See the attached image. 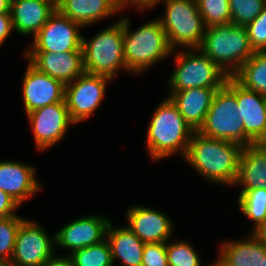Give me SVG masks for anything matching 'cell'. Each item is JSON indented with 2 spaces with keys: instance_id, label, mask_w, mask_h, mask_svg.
I'll return each mask as SVG.
<instances>
[{
  "instance_id": "obj_28",
  "label": "cell",
  "mask_w": 266,
  "mask_h": 266,
  "mask_svg": "<svg viewBox=\"0 0 266 266\" xmlns=\"http://www.w3.org/2000/svg\"><path fill=\"white\" fill-rule=\"evenodd\" d=\"M206 27L231 23L229 0H196Z\"/></svg>"
},
{
  "instance_id": "obj_29",
  "label": "cell",
  "mask_w": 266,
  "mask_h": 266,
  "mask_svg": "<svg viewBox=\"0 0 266 266\" xmlns=\"http://www.w3.org/2000/svg\"><path fill=\"white\" fill-rule=\"evenodd\" d=\"M266 0H229L231 23L247 26L263 9Z\"/></svg>"
},
{
  "instance_id": "obj_39",
  "label": "cell",
  "mask_w": 266,
  "mask_h": 266,
  "mask_svg": "<svg viewBox=\"0 0 266 266\" xmlns=\"http://www.w3.org/2000/svg\"><path fill=\"white\" fill-rule=\"evenodd\" d=\"M11 0H0V14H10Z\"/></svg>"
},
{
  "instance_id": "obj_19",
  "label": "cell",
  "mask_w": 266,
  "mask_h": 266,
  "mask_svg": "<svg viewBox=\"0 0 266 266\" xmlns=\"http://www.w3.org/2000/svg\"><path fill=\"white\" fill-rule=\"evenodd\" d=\"M35 168L15 161H0V190L19 205L40 188Z\"/></svg>"
},
{
  "instance_id": "obj_26",
  "label": "cell",
  "mask_w": 266,
  "mask_h": 266,
  "mask_svg": "<svg viewBox=\"0 0 266 266\" xmlns=\"http://www.w3.org/2000/svg\"><path fill=\"white\" fill-rule=\"evenodd\" d=\"M68 257L75 266H113L111 249L106 238L97 244L75 250Z\"/></svg>"
},
{
  "instance_id": "obj_31",
  "label": "cell",
  "mask_w": 266,
  "mask_h": 266,
  "mask_svg": "<svg viewBox=\"0 0 266 266\" xmlns=\"http://www.w3.org/2000/svg\"><path fill=\"white\" fill-rule=\"evenodd\" d=\"M168 266H201L199 256L188 242H166Z\"/></svg>"
},
{
  "instance_id": "obj_8",
  "label": "cell",
  "mask_w": 266,
  "mask_h": 266,
  "mask_svg": "<svg viewBox=\"0 0 266 266\" xmlns=\"http://www.w3.org/2000/svg\"><path fill=\"white\" fill-rule=\"evenodd\" d=\"M176 69L171 74V92L190 88H222L229 77L203 52L178 53Z\"/></svg>"
},
{
  "instance_id": "obj_22",
  "label": "cell",
  "mask_w": 266,
  "mask_h": 266,
  "mask_svg": "<svg viewBox=\"0 0 266 266\" xmlns=\"http://www.w3.org/2000/svg\"><path fill=\"white\" fill-rule=\"evenodd\" d=\"M242 184V190L266 188V147L252 144L243 147L235 185Z\"/></svg>"
},
{
  "instance_id": "obj_37",
  "label": "cell",
  "mask_w": 266,
  "mask_h": 266,
  "mask_svg": "<svg viewBox=\"0 0 266 266\" xmlns=\"http://www.w3.org/2000/svg\"><path fill=\"white\" fill-rule=\"evenodd\" d=\"M251 234L266 246V219Z\"/></svg>"
},
{
  "instance_id": "obj_20",
  "label": "cell",
  "mask_w": 266,
  "mask_h": 266,
  "mask_svg": "<svg viewBox=\"0 0 266 266\" xmlns=\"http://www.w3.org/2000/svg\"><path fill=\"white\" fill-rule=\"evenodd\" d=\"M221 88H190L171 92L169 98L194 131L203 125L213 96Z\"/></svg>"
},
{
  "instance_id": "obj_2",
  "label": "cell",
  "mask_w": 266,
  "mask_h": 266,
  "mask_svg": "<svg viewBox=\"0 0 266 266\" xmlns=\"http://www.w3.org/2000/svg\"><path fill=\"white\" fill-rule=\"evenodd\" d=\"M194 130L176 105L168 99L154 112L147 132V147L153 159H162L181 151L186 156Z\"/></svg>"
},
{
  "instance_id": "obj_42",
  "label": "cell",
  "mask_w": 266,
  "mask_h": 266,
  "mask_svg": "<svg viewBox=\"0 0 266 266\" xmlns=\"http://www.w3.org/2000/svg\"><path fill=\"white\" fill-rule=\"evenodd\" d=\"M263 266H266V254L265 257L263 258Z\"/></svg>"
},
{
  "instance_id": "obj_32",
  "label": "cell",
  "mask_w": 266,
  "mask_h": 266,
  "mask_svg": "<svg viewBox=\"0 0 266 266\" xmlns=\"http://www.w3.org/2000/svg\"><path fill=\"white\" fill-rule=\"evenodd\" d=\"M246 28L249 43L254 52L266 51V3L262 12Z\"/></svg>"
},
{
  "instance_id": "obj_10",
  "label": "cell",
  "mask_w": 266,
  "mask_h": 266,
  "mask_svg": "<svg viewBox=\"0 0 266 266\" xmlns=\"http://www.w3.org/2000/svg\"><path fill=\"white\" fill-rule=\"evenodd\" d=\"M111 80L106 76L84 72L65 85V102L71 120L76 124L90 117L100 105L106 88Z\"/></svg>"
},
{
  "instance_id": "obj_6",
  "label": "cell",
  "mask_w": 266,
  "mask_h": 266,
  "mask_svg": "<svg viewBox=\"0 0 266 266\" xmlns=\"http://www.w3.org/2000/svg\"><path fill=\"white\" fill-rule=\"evenodd\" d=\"M82 53L86 73L112 79L119 68L127 69L124 60L123 18L88 42L82 37Z\"/></svg>"
},
{
  "instance_id": "obj_1",
  "label": "cell",
  "mask_w": 266,
  "mask_h": 266,
  "mask_svg": "<svg viewBox=\"0 0 266 266\" xmlns=\"http://www.w3.org/2000/svg\"><path fill=\"white\" fill-rule=\"evenodd\" d=\"M243 146L194 131L185 159L207 180L234 185Z\"/></svg>"
},
{
  "instance_id": "obj_15",
  "label": "cell",
  "mask_w": 266,
  "mask_h": 266,
  "mask_svg": "<svg viewBox=\"0 0 266 266\" xmlns=\"http://www.w3.org/2000/svg\"><path fill=\"white\" fill-rule=\"evenodd\" d=\"M109 223V219L100 216L78 218L55 234V243L73 253L103 241Z\"/></svg>"
},
{
  "instance_id": "obj_18",
  "label": "cell",
  "mask_w": 266,
  "mask_h": 266,
  "mask_svg": "<svg viewBox=\"0 0 266 266\" xmlns=\"http://www.w3.org/2000/svg\"><path fill=\"white\" fill-rule=\"evenodd\" d=\"M53 0H11L13 29L20 34L35 36L56 11Z\"/></svg>"
},
{
  "instance_id": "obj_24",
  "label": "cell",
  "mask_w": 266,
  "mask_h": 266,
  "mask_svg": "<svg viewBox=\"0 0 266 266\" xmlns=\"http://www.w3.org/2000/svg\"><path fill=\"white\" fill-rule=\"evenodd\" d=\"M106 239L110 245L113 263L119 258L125 266H141L143 243L129 228H114L111 222L106 230Z\"/></svg>"
},
{
  "instance_id": "obj_27",
  "label": "cell",
  "mask_w": 266,
  "mask_h": 266,
  "mask_svg": "<svg viewBox=\"0 0 266 266\" xmlns=\"http://www.w3.org/2000/svg\"><path fill=\"white\" fill-rule=\"evenodd\" d=\"M238 202L241 211L255 222L254 229L266 219V188L242 190Z\"/></svg>"
},
{
  "instance_id": "obj_44",
  "label": "cell",
  "mask_w": 266,
  "mask_h": 266,
  "mask_svg": "<svg viewBox=\"0 0 266 266\" xmlns=\"http://www.w3.org/2000/svg\"><path fill=\"white\" fill-rule=\"evenodd\" d=\"M262 144L266 147V140Z\"/></svg>"
},
{
  "instance_id": "obj_23",
  "label": "cell",
  "mask_w": 266,
  "mask_h": 266,
  "mask_svg": "<svg viewBox=\"0 0 266 266\" xmlns=\"http://www.w3.org/2000/svg\"><path fill=\"white\" fill-rule=\"evenodd\" d=\"M249 238L224 243L220 258L212 266H263L266 246L253 234Z\"/></svg>"
},
{
  "instance_id": "obj_4",
  "label": "cell",
  "mask_w": 266,
  "mask_h": 266,
  "mask_svg": "<svg viewBox=\"0 0 266 266\" xmlns=\"http://www.w3.org/2000/svg\"><path fill=\"white\" fill-rule=\"evenodd\" d=\"M236 80L228 77L225 85L213 96L211 106L198 132L204 136L247 146L255 144L244 133V122L236 111Z\"/></svg>"
},
{
  "instance_id": "obj_35",
  "label": "cell",
  "mask_w": 266,
  "mask_h": 266,
  "mask_svg": "<svg viewBox=\"0 0 266 266\" xmlns=\"http://www.w3.org/2000/svg\"><path fill=\"white\" fill-rule=\"evenodd\" d=\"M13 29L11 15L0 14V45L3 44L4 40L8 37Z\"/></svg>"
},
{
  "instance_id": "obj_9",
  "label": "cell",
  "mask_w": 266,
  "mask_h": 266,
  "mask_svg": "<svg viewBox=\"0 0 266 266\" xmlns=\"http://www.w3.org/2000/svg\"><path fill=\"white\" fill-rule=\"evenodd\" d=\"M55 236L48 237L45 230L34 222L23 220L19 226L11 262L15 266H46L55 257Z\"/></svg>"
},
{
  "instance_id": "obj_40",
  "label": "cell",
  "mask_w": 266,
  "mask_h": 266,
  "mask_svg": "<svg viewBox=\"0 0 266 266\" xmlns=\"http://www.w3.org/2000/svg\"><path fill=\"white\" fill-rule=\"evenodd\" d=\"M0 266H15L11 261H0Z\"/></svg>"
},
{
  "instance_id": "obj_13",
  "label": "cell",
  "mask_w": 266,
  "mask_h": 266,
  "mask_svg": "<svg viewBox=\"0 0 266 266\" xmlns=\"http://www.w3.org/2000/svg\"><path fill=\"white\" fill-rule=\"evenodd\" d=\"M25 56L38 71L61 81L64 85L73 82L85 72L82 51H26Z\"/></svg>"
},
{
  "instance_id": "obj_25",
  "label": "cell",
  "mask_w": 266,
  "mask_h": 266,
  "mask_svg": "<svg viewBox=\"0 0 266 266\" xmlns=\"http://www.w3.org/2000/svg\"><path fill=\"white\" fill-rule=\"evenodd\" d=\"M232 77L244 88L266 96V51L254 52Z\"/></svg>"
},
{
  "instance_id": "obj_5",
  "label": "cell",
  "mask_w": 266,
  "mask_h": 266,
  "mask_svg": "<svg viewBox=\"0 0 266 266\" xmlns=\"http://www.w3.org/2000/svg\"><path fill=\"white\" fill-rule=\"evenodd\" d=\"M123 19L124 60L127 70L139 73L172 53L160 21L145 23L134 32Z\"/></svg>"
},
{
  "instance_id": "obj_33",
  "label": "cell",
  "mask_w": 266,
  "mask_h": 266,
  "mask_svg": "<svg viewBox=\"0 0 266 266\" xmlns=\"http://www.w3.org/2000/svg\"><path fill=\"white\" fill-rule=\"evenodd\" d=\"M141 266H168L166 243H145Z\"/></svg>"
},
{
  "instance_id": "obj_36",
  "label": "cell",
  "mask_w": 266,
  "mask_h": 266,
  "mask_svg": "<svg viewBox=\"0 0 266 266\" xmlns=\"http://www.w3.org/2000/svg\"><path fill=\"white\" fill-rule=\"evenodd\" d=\"M161 2V0H124L123 5L120 7L123 9L126 5L133 4L134 6L136 5L138 8H148L151 9L152 7L156 6Z\"/></svg>"
},
{
  "instance_id": "obj_38",
  "label": "cell",
  "mask_w": 266,
  "mask_h": 266,
  "mask_svg": "<svg viewBox=\"0 0 266 266\" xmlns=\"http://www.w3.org/2000/svg\"><path fill=\"white\" fill-rule=\"evenodd\" d=\"M46 266H75V264L68 257H55Z\"/></svg>"
},
{
  "instance_id": "obj_43",
  "label": "cell",
  "mask_w": 266,
  "mask_h": 266,
  "mask_svg": "<svg viewBox=\"0 0 266 266\" xmlns=\"http://www.w3.org/2000/svg\"><path fill=\"white\" fill-rule=\"evenodd\" d=\"M56 4L60 1V0H53Z\"/></svg>"
},
{
  "instance_id": "obj_11",
  "label": "cell",
  "mask_w": 266,
  "mask_h": 266,
  "mask_svg": "<svg viewBox=\"0 0 266 266\" xmlns=\"http://www.w3.org/2000/svg\"><path fill=\"white\" fill-rule=\"evenodd\" d=\"M81 24L62 15L57 9L33 37L32 48L27 51L69 52L82 51Z\"/></svg>"
},
{
  "instance_id": "obj_3",
  "label": "cell",
  "mask_w": 266,
  "mask_h": 266,
  "mask_svg": "<svg viewBox=\"0 0 266 266\" xmlns=\"http://www.w3.org/2000/svg\"><path fill=\"white\" fill-rule=\"evenodd\" d=\"M200 49L229 77L254 54L247 28L233 23L206 27Z\"/></svg>"
},
{
  "instance_id": "obj_12",
  "label": "cell",
  "mask_w": 266,
  "mask_h": 266,
  "mask_svg": "<svg viewBox=\"0 0 266 266\" xmlns=\"http://www.w3.org/2000/svg\"><path fill=\"white\" fill-rule=\"evenodd\" d=\"M27 116L38 150H46L58 143L64 137L67 127L75 124L70 118L65 99L31 111Z\"/></svg>"
},
{
  "instance_id": "obj_17",
  "label": "cell",
  "mask_w": 266,
  "mask_h": 266,
  "mask_svg": "<svg viewBox=\"0 0 266 266\" xmlns=\"http://www.w3.org/2000/svg\"><path fill=\"white\" fill-rule=\"evenodd\" d=\"M129 228L143 243H166L172 231V221L165 214L145 207L127 210Z\"/></svg>"
},
{
  "instance_id": "obj_21",
  "label": "cell",
  "mask_w": 266,
  "mask_h": 266,
  "mask_svg": "<svg viewBox=\"0 0 266 266\" xmlns=\"http://www.w3.org/2000/svg\"><path fill=\"white\" fill-rule=\"evenodd\" d=\"M56 8L62 15L82 26L92 24L121 10L114 0H60Z\"/></svg>"
},
{
  "instance_id": "obj_41",
  "label": "cell",
  "mask_w": 266,
  "mask_h": 266,
  "mask_svg": "<svg viewBox=\"0 0 266 266\" xmlns=\"http://www.w3.org/2000/svg\"><path fill=\"white\" fill-rule=\"evenodd\" d=\"M124 0H115V2L121 7L123 5Z\"/></svg>"
},
{
  "instance_id": "obj_14",
  "label": "cell",
  "mask_w": 266,
  "mask_h": 266,
  "mask_svg": "<svg viewBox=\"0 0 266 266\" xmlns=\"http://www.w3.org/2000/svg\"><path fill=\"white\" fill-rule=\"evenodd\" d=\"M23 99L26 113L57 102L65 96V85L53 77L38 71L30 63L23 79Z\"/></svg>"
},
{
  "instance_id": "obj_34",
  "label": "cell",
  "mask_w": 266,
  "mask_h": 266,
  "mask_svg": "<svg viewBox=\"0 0 266 266\" xmlns=\"http://www.w3.org/2000/svg\"><path fill=\"white\" fill-rule=\"evenodd\" d=\"M20 206L7 193L0 190V218L15 216L14 210Z\"/></svg>"
},
{
  "instance_id": "obj_30",
  "label": "cell",
  "mask_w": 266,
  "mask_h": 266,
  "mask_svg": "<svg viewBox=\"0 0 266 266\" xmlns=\"http://www.w3.org/2000/svg\"><path fill=\"white\" fill-rule=\"evenodd\" d=\"M24 219L18 216L0 218V261H10L15 248L17 232Z\"/></svg>"
},
{
  "instance_id": "obj_7",
  "label": "cell",
  "mask_w": 266,
  "mask_h": 266,
  "mask_svg": "<svg viewBox=\"0 0 266 266\" xmlns=\"http://www.w3.org/2000/svg\"><path fill=\"white\" fill-rule=\"evenodd\" d=\"M165 1V17L158 18L170 48L181 45L195 51L200 47L206 26L198 10L196 0H161Z\"/></svg>"
},
{
  "instance_id": "obj_16",
  "label": "cell",
  "mask_w": 266,
  "mask_h": 266,
  "mask_svg": "<svg viewBox=\"0 0 266 266\" xmlns=\"http://www.w3.org/2000/svg\"><path fill=\"white\" fill-rule=\"evenodd\" d=\"M236 111L244 133L255 143L266 140V96L244 88L236 81Z\"/></svg>"
}]
</instances>
